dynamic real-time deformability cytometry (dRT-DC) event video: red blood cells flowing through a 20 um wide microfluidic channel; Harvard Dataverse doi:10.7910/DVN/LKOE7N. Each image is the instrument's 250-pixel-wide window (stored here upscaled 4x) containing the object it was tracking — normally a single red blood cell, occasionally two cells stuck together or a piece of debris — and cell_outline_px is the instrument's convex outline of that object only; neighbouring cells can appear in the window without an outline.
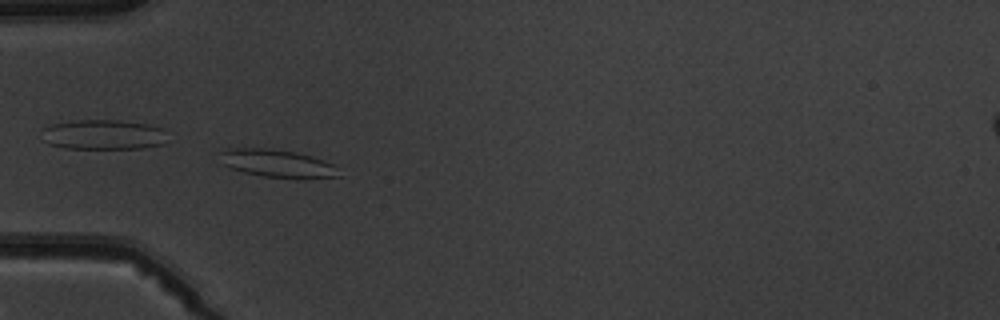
{"species": "common noctule bat (a hibernating species)", "species_latin": "Nyctalus noctula", "temperature_condition": "warm", "stored_images_in_passage": 6, "camera_frame_rate_fps": 3000, "um_per_image_px": 0.085, "animal": {"sex": "male", "body_mass_g": 19.5, "forearm_length_mm": 54.6}, "frame": {"image": 1, "passage_image": 5, "time_ms": 5.333, "image_size_px": [1000, 320], "cell_outline_px": [[340, 176], [300, 180], [296, 180], [264, 176], [244, 172], [220, 164], [220, 152], [228, 148], [272, 148], [296, 152], [312, 156], [324, 160], [332, 164]], "centroid_in_image_um": [23.56, 13.9], "position_along_channel_um": 61.4, "area_um2": 19.65}}